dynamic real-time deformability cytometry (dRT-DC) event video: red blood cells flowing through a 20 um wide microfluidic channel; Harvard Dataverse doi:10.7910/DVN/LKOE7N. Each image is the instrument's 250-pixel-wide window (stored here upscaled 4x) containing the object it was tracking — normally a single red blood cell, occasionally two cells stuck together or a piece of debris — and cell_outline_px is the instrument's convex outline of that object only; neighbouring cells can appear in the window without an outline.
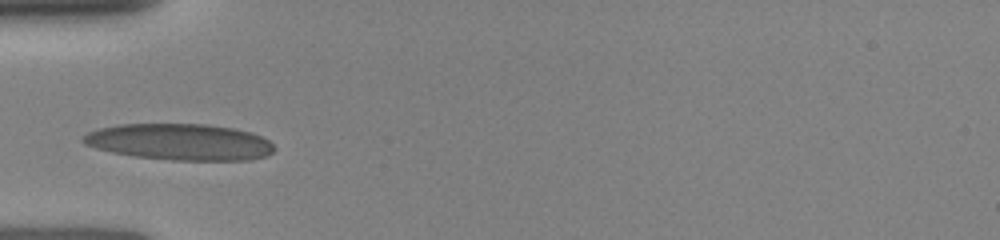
{"species": "human", "species_latin": "Homo sapiens", "temperature_condition": "room temperature", "stored_images_in_passage": 23, "camera_frame_rate_fps": 3000, "um_per_image_px": 0.085, "donor": {"sex": "female"}, "frame": {"image": 1, "passage_image": 1, "time_ms": 0.0, "image_size_px": [1000, 240], "cell_outline_px": [[276, 148], [268, 156], [248, 160], [172, 160], [136, 156], [112, 152], [96, 148], [84, 144], [80, 140], [80, 136], [88, 132], [100, 128], [120, 124], [204, 124], [232, 128], [252, 132], [268, 140]], "centroid_in_image_um": [15.28, 12.06], "position_along_channel_um": 69.7, "area_um2": 40.58}}
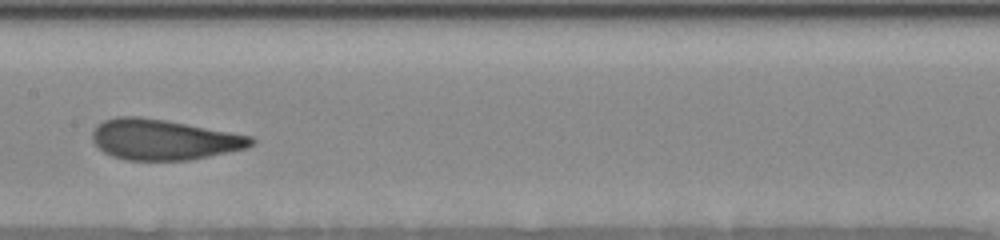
{"frame": {"image": 2, "passage_image": 17, "time_ms": 3.0, "image_size_px": [1000, 240], "cell_outline_px": [[256, 140], [248, 148], [188, 160], [124, 160], [112, 156], [104, 152], [92, 140], [92, 132], [104, 120], [116, 116], [140, 116], [164, 120], [252, 136]], "centroid_in_image_um": [13.91, 11.87], "position_along_channel_um": 193.5, "area_um2": 37.22}}
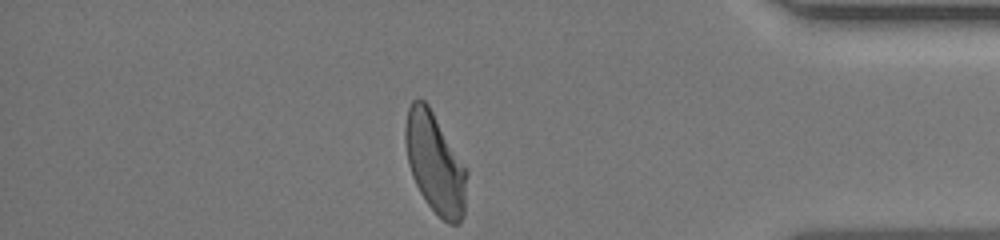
{"frame": {"image": 3, "passage_image": 23, "time_ms": 8.667, "image_size_px": [1000, 240], "cell_outline_px": [[468, 172], [464, 216], [460, 224], [448, 224], [424, 200], [412, 176], [408, 164], [404, 140], [404, 128], [408, 108], [412, 100], [424, 100], [428, 104]], "centroid_in_image_um": [36.97, 13.9], "position_along_channel_um": 398.2, "area_um2": 35.84}}